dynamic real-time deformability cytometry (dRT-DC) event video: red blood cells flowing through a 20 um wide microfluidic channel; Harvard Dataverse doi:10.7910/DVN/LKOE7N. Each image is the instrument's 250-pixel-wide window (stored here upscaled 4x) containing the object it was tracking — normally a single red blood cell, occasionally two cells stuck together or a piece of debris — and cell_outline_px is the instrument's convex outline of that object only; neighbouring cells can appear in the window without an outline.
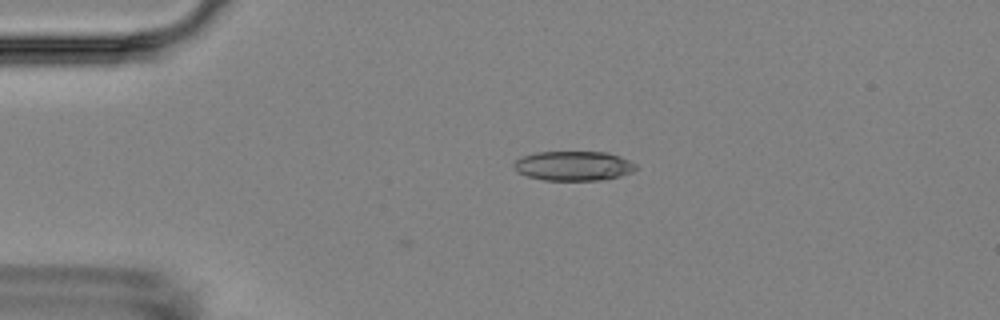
{"species": "Egyptian fruit bat (a non-hibernating species)", "species_latin": "Rousettus aegyptiacus", "temperature_condition": "room temperature", "stored_images_in_passage": 4, "camera_frame_rate_fps": 3000, "um_per_image_px": 0.085, "animal": {"sex": "female"}, "frame": {"image": 1, "passage_image": 3, "time_ms": 3.333, "image_size_px": [1000, 320], "cell_outline_px": [[636, 168], [632, 172], [620, 176], [600, 180], [544, 180], [528, 176], [516, 172], [512, 168], [512, 164], [520, 156], [536, 152], [608, 152], [620, 156], [636, 164]], "centroid_in_image_um": [48.7, 14.09], "position_along_channel_um": 36.3, "area_um2": 21.15}}